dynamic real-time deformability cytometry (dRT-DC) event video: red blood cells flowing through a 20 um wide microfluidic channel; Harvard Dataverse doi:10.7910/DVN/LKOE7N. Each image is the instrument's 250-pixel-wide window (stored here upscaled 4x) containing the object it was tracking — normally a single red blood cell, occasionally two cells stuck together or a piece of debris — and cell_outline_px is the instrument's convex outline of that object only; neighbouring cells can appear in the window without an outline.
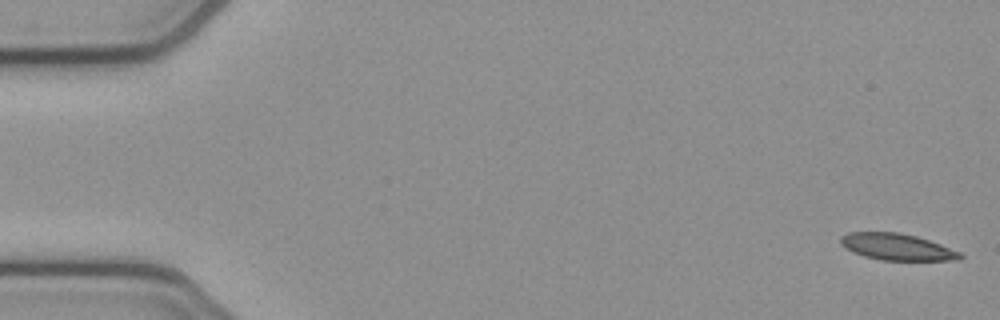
{"species": "common noctule bat (a hibernating species)", "species_latin": "Nyctalus noctula", "temperature_condition": "cold", "stored_images_in_passage": 4, "camera_frame_rate_fps": 3000, "um_per_image_px": 0.085, "animal": {"sex": "female", "body_mass_g": 21.9}, "frame": {"image": 1, "passage_image": 1, "time_ms": 0.0, "image_size_px": [1000, 320], "cell_outline_px": [[964, 256], [960, 260], [880, 260], [864, 256], [852, 252], [844, 248], [840, 244], [840, 236], [848, 232], [900, 232], [916, 236], [940, 244], [960, 252]], "centroid_in_image_um": [76.2, 20.98], "position_along_channel_um": 8.8, "area_um2": 18.61}}
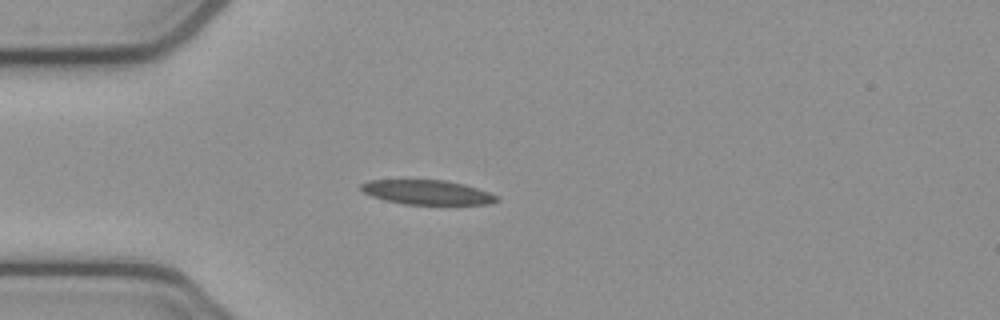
{"frame": {"image": 2, "passage_image": 4, "time_ms": 1.0, "image_size_px": [1000, 320], "cell_outline_px": [[500, 200], [492, 204], [404, 204], [384, 200], [372, 196], [364, 192], [360, 188], [360, 184], [368, 180], [444, 180], [464, 184], [488, 192], [496, 196]], "centroid_in_image_um": [36.29, 16.34], "position_along_channel_um": 48.7, "area_um2": 19.25}}